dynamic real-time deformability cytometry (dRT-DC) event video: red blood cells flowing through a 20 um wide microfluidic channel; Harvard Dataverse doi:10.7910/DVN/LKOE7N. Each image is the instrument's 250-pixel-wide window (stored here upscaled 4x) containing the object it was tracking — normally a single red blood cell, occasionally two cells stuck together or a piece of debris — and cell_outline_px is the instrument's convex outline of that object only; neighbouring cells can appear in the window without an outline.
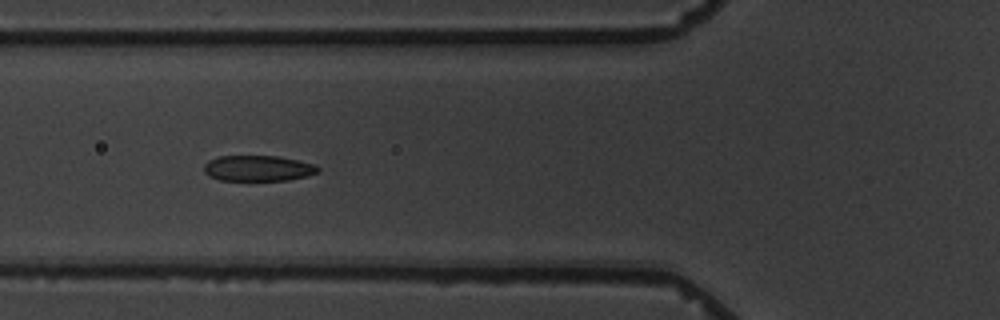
{"species": "common noctule bat (a hibernating species)", "species_latin": "Nyctalus noctula", "temperature_condition": "warm", "stored_images_in_passage": 12, "camera_frame_rate_fps": 3000, "um_per_image_px": 0.085, "animal": {"sex": "male", "body_mass_g": 19.5, "forearm_length_mm": 54.6}, "frame": {"image": 1, "passage_image": 6, "time_ms": 6.667, "image_size_px": [1000, 320], "cell_outline_px": [[320, 172], [308, 176], [288, 180], [220, 180], [208, 176], [204, 172], [204, 164], [208, 160], [220, 156], [280, 156], [316, 164], [320, 168]], "centroid_in_image_um": [21.97, 14.3], "position_along_channel_um": 103.8, "area_um2": 17.28}}
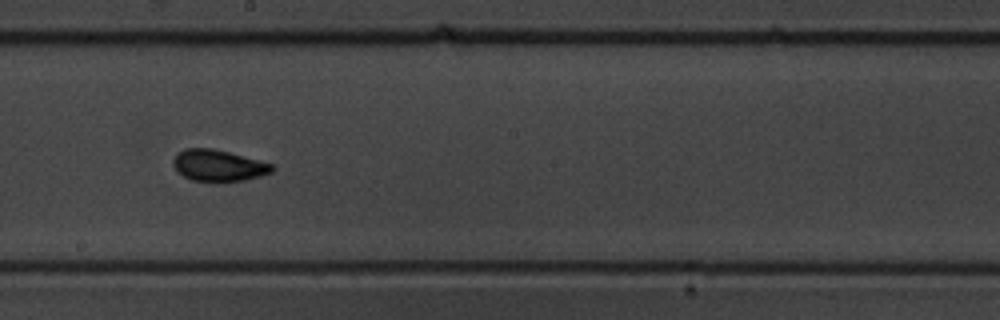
{"frame": {"image": 2, "passage_image": 9, "time_ms": 10.333, "image_size_px": [1000, 320], "cell_outline_px": [[276, 168], [272, 172], [260, 176], [244, 180], [192, 180], [184, 176], [172, 164], [172, 160], [176, 152], [184, 148], [212, 148], [228, 152], [272, 164]], "centroid_in_image_um": [18.54, 14.04], "position_along_channel_um": 229.7, "area_um2": 17.74}}
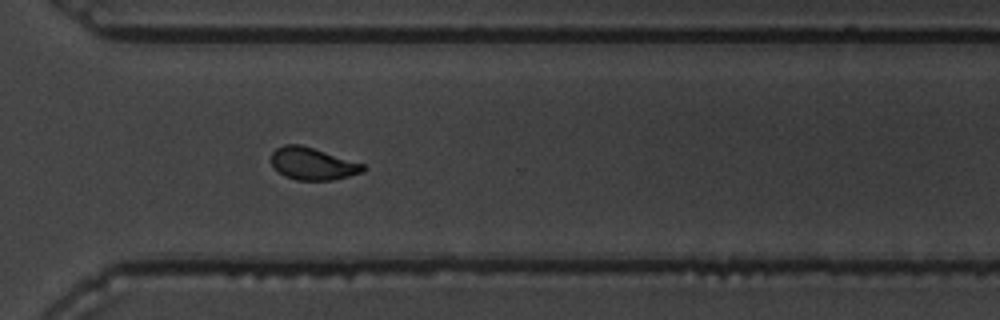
{"frame": {"image": 3, "passage_image": 12, "time_ms": 13.667, "image_size_px": [1000, 320], "cell_outline_px": [[368, 168], [364, 172], [332, 180], [296, 180], [284, 176], [272, 164], [272, 152], [276, 148], [284, 144], [300, 144], [364, 164]], "centroid_in_image_um": [26.59, 13.92], "position_along_channel_um": 344.0, "area_um2": 17.17}}